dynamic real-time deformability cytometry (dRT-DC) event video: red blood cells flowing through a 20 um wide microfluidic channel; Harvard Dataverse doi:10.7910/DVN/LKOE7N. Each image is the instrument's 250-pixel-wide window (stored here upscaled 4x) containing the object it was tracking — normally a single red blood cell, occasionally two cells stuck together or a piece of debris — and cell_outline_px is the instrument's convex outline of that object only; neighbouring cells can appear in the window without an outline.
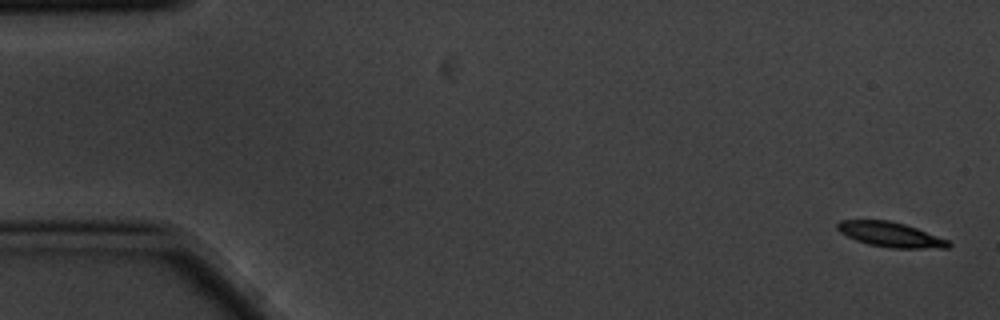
{"species": "common noctule bat (a hibernating species)", "species_latin": "Nyctalus noctula", "temperature_condition": "cold", "stored_images_in_passage": 6, "camera_frame_rate_fps": 3000, "um_per_image_px": 0.085, "animal": {"sex": "male", "body_mass_g": 20.1, "forearm_length_mm": 53.5}, "frame": {"image": 1, "passage_image": 1, "time_ms": 0.0, "image_size_px": [1000, 320], "cell_outline_px": [[952, 244], [948, 248], [892, 248], [868, 244], [856, 240], [840, 232], [836, 228], [836, 224], [840, 220], [888, 220], [904, 224], [916, 228], [948, 240]], "centroid_in_image_um": [75.68, 19.93], "position_along_channel_um": 9.3, "area_um2": 15.95}}
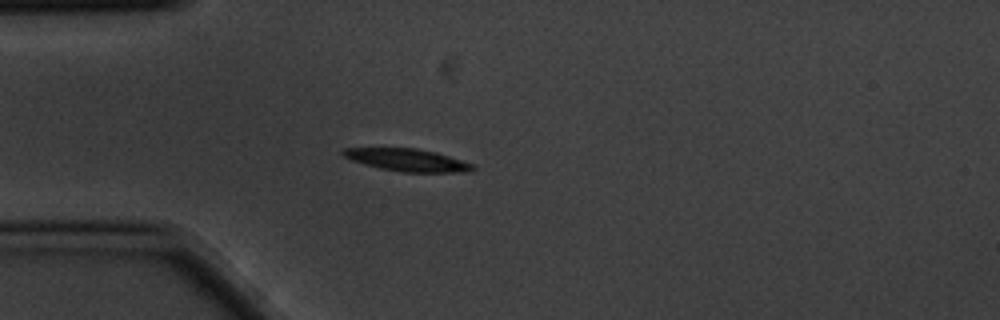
{"frame": {"image": 2, "passage_image": 5, "time_ms": 1.333, "image_size_px": [1000, 320], "cell_outline_px": [[476, 168], [472, 172], [400, 172], [380, 168], [364, 164], [352, 160], [344, 156], [340, 152], [344, 148], [416, 148], [436, 152], [472, 164]], "centroid_in_image_um": [34.62, 13.6], "position_along_channel_um": 50.4, "area_um2": 16.88}}